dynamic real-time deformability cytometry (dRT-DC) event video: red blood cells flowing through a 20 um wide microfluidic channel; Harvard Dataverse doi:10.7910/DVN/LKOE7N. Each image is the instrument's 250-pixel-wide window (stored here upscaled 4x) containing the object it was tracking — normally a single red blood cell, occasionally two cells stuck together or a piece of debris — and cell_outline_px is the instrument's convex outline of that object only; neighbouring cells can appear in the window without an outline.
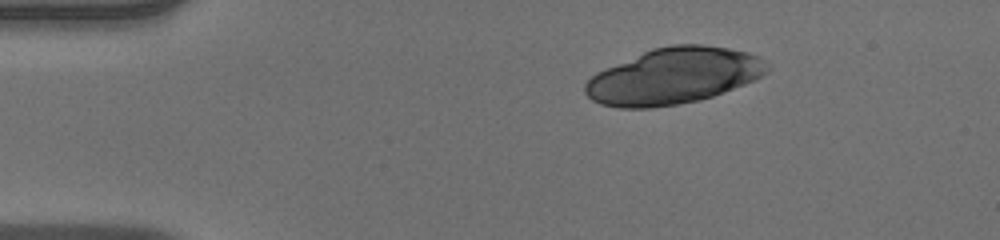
{"species": "human", "species_latin": "Homo sapiens", "temperature_condition": "warm", "stored_images_in_passage": 44, "camera_frame_rate_fps": 3000, "um_per_image_px": 0.085, "donor": {"sex": "male"}, "frame": {"image": 1, "passage_image": 1, "time_ms": 0.0, "image_size_px": [1000, 240], "cell_outline_px": [[768, 72], [744, 84], [712, 96], [700, 100], [652, 108], [620, 108], [600, 104], [592, 100], [584, 92], [584, 84], [596, 72], [652, 48], [672, 44], [704, 44], [728, 48], [748, 52], [760, 56], [768, 68]], "centroid_in_image_um": [57.23, 6.46], "position_along_channel_um": 27.8, "area_um2": 59.3}}